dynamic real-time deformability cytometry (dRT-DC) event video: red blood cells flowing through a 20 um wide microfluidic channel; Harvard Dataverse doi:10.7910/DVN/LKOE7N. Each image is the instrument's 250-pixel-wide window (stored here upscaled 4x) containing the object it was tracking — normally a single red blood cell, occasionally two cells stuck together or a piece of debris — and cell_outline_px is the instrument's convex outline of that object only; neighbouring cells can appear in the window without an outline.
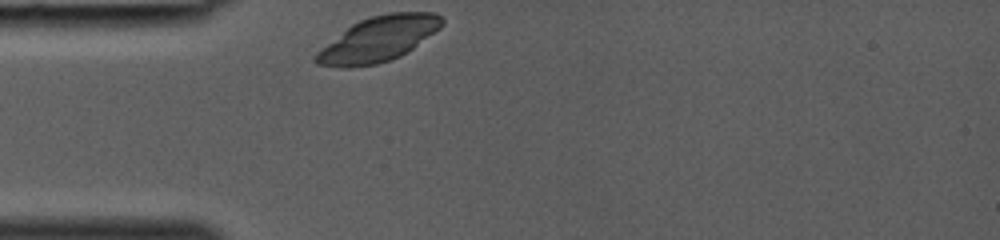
{"species": "common noctule bat (a hibernating species)", "species_latin": "Nyctalus noctula", "temperature_condition": "room temperature", "stored_images_in_passage": 23, "camera_frame_rate_fps": 3000, "um_per_image_px": 0.085, "animal": {"sex": "female", "body_mass_g": 19.0, "forearm_length_mm": 53.3}, "frame": {"image": 1, "passage_image": 1, "time_ms": 0.0, "image_size_px": [1000, 240], "cell_outline_px": [[444, 24], [440, 28], [408, 52], [400, 56], [376, 64], [348, 68], [344, 68], [316, 64], [312, 60], [312, 56], [320, 48], [352, 24], [360, 20], [372, 16], [388, 12], [436, 12], [444, 20]], "centroid_in_image_um": [32.14, 3.32], "position_along_channel_um": 52.9, "area_um2": 33.12}}